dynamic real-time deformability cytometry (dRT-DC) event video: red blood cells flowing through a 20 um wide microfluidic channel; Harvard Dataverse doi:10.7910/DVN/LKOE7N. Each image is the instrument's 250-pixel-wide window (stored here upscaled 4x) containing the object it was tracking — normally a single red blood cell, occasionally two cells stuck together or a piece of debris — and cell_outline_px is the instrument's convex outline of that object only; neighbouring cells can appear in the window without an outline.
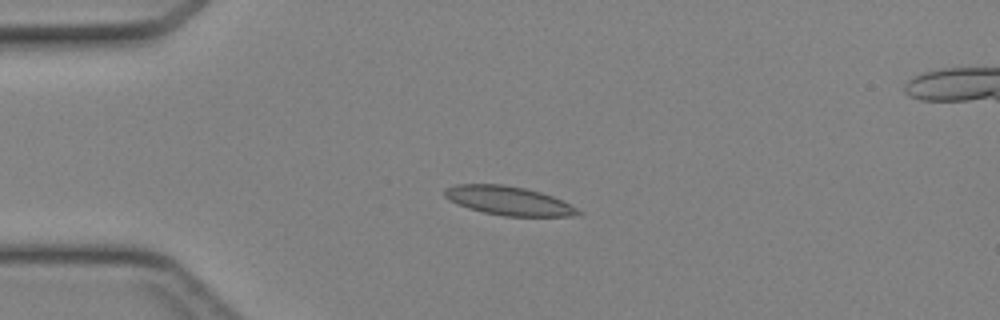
{"species": "Egyptian fruit bat (a non-hibernating species)", "species_latin": "Rousettus aegyptiacus", "temperature_condition": "cold", "stored_images_in_passage": 35, "camera_frame_rate_fps": 3000, "um_per_image_px": 0.085, "animal": {"sex": "female"}, "frame": {"image": 1, "passage_image": 1, "time_ms": 0.0, "image_size_px": [1000, 320], "cell_outline_px": [[584, 212], [580, 216], [504, 216], [484, 212], [468, 208], [456, 204], [448, 200], [444, 196], [444, 188], [456, 184], [504, 184], [524, 188], [540, 192], [564, 200]], "centroid_in_image_um": [43.25, 17.06], "position_along_channel_um": 41.7, "area_um2": 22.72}}
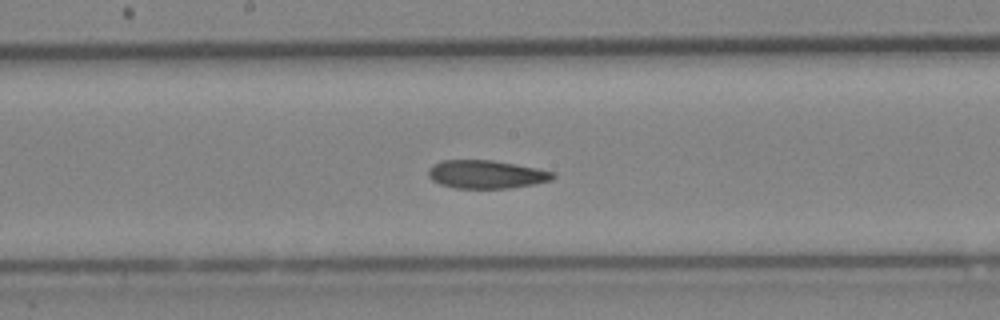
{"frame": {"image": 2, "passage_image": 14, "time_ms": 4.333, "image_size_px": [1000, 320], "cell_outline_px": [[556, 176], [552, 180], [512, 188], [456, 188], [440, 184], [432, 180], [428, 176], [428, 168], [432, 164], [444, 160], [492, 160], [516, 164], [556, 172]], "centroid_in_image_um": [41.33, 14.81], "position_along_channel_um": 206.9, "area_um2": 20.58}}
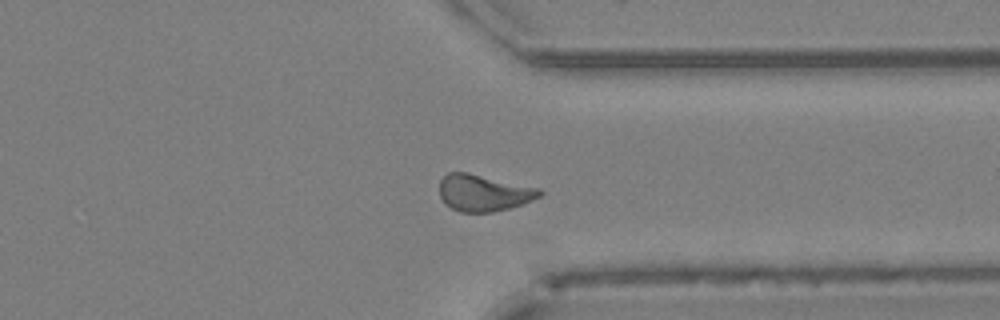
{"frame": {"image": 3, "passage_image": 25, "time_ms": 8.0, "image_size_px": [1000, 320], "cell_outline_px": [[544, 192], [540, 196], [532, 200], [508, 208], [492, 212], [460, 212], [444, 204], [440, 196], [440, 180], [448, 172], [468, 172], [540, 188]], "centroid_in_image_um": [41.09, 16.38], "position_along_channel_um": 370.3, "area_um2": 21.39}}